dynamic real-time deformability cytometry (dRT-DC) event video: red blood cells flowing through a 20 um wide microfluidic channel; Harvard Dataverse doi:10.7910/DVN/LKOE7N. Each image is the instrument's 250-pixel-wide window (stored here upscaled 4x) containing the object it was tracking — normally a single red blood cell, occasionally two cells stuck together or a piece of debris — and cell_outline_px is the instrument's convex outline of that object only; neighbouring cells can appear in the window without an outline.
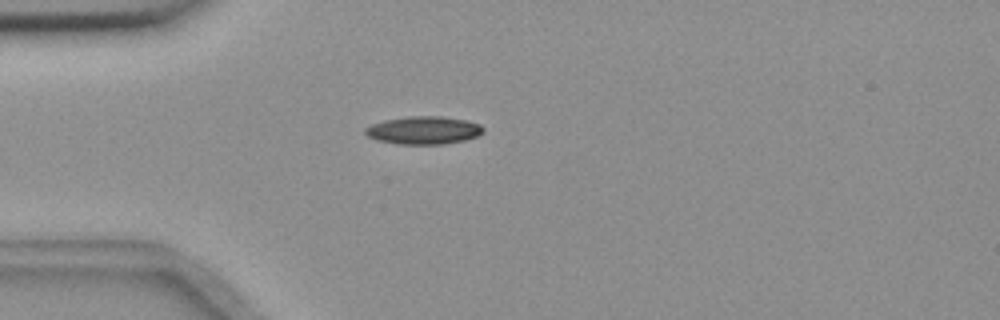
{"species": "common noctule bat (a hibernating species)", "species_latin": "Nyctalus noctula", "temperature_condition": "room temperature", "stored_images_in_passage": 2, "camera_frame_rate_fps": 3000, "um_per_image_px": 0.085, "animal": {"sex": "female", "body_mass_g": 18.4}, "frame": {"image": 1, "passage_image": 1, "time_ms": 0.0, "image_size_px": [1000, 320], "cell_outline_px": [[484, 132], [476, 136], [464, 140], [444, 144], [400, 144], [376, 140], [368, 136], [364, 132], [364, 128], [372, 124], [384, 120], [408, 116], [440, 116], [468, 120], [480, 124], [484, 128]], "centroid_in_image_um": [36.01, 11.06], "position_along_channel_um": 49.0, "area_um2": 19.25}}